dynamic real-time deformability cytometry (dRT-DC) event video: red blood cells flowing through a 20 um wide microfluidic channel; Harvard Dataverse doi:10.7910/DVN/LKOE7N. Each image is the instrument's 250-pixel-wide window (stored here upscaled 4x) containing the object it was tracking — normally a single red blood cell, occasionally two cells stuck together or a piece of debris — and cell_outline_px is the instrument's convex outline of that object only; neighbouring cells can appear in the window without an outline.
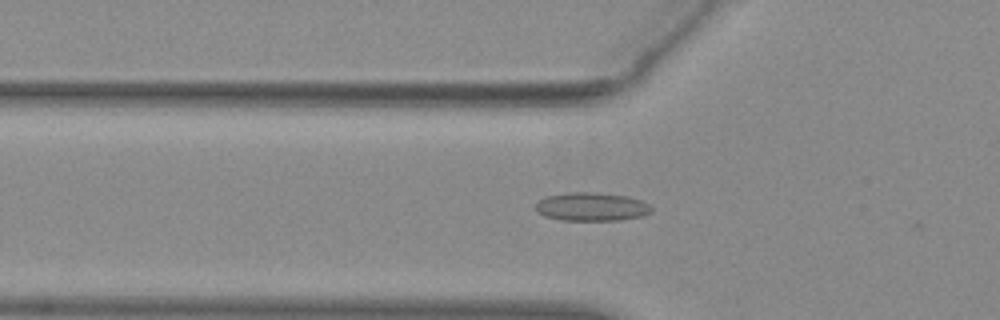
{"species": "common noctule bat (a hibernating species)", "species_latin": "Nyctalus noctula", "temperature_condition": "warm", "stored_images_in_passage": 40, "camera_frame_rate_fps": 3000, "um_per_image_px": 0.085, "animal": {"sex": "female", "body_mass_g": 29.2, "forearm_length_mm": 56.3}, "frame": {"image": 1, "passage_image": 6, "time_ms": 1.667, "image_size_px": [1000, 320], "cell_outline_px": [[652, 212], [644, 216], [620, 220], [560, 220], [544, 216], [536, 212], [536, 204], [540, 200], [548, 196], [568, 192], [592, 192], [628, 196], [640, 200], [648, 204], [652, 208]], "centroid_in_image_um": [50.3, 17.58], "position_along_channel_um": 75.5, "area_um2": 19.25}}
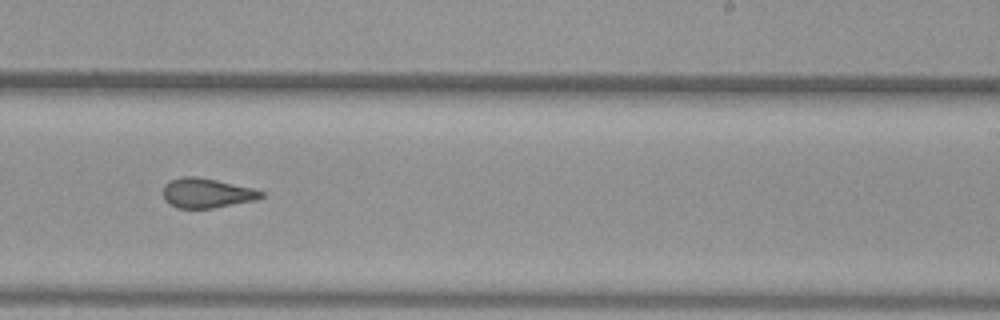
{"frame": {"image": 2, "passage_image": 21, "time_ms": 6.667, "image_size_px": [1000, 320], "cell_outline_px": [[264, 196], [256, 200], [212, 208], [176, 208], [168, 204], [164, 200], [164, 184], [172, 180], [184, 176], [196, 176], [216, 180], [252, 188], [264, 192]], "centroid_in_image_um": [17.56, 16.42], "position_along_channel_um": 271.4, "area_um2": 16.88}}
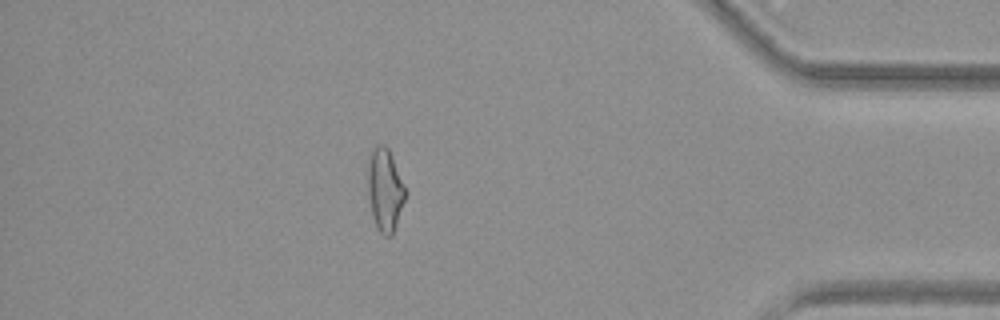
{"frame": {"image": 3, "passage_image": 34, "time_ms": 11.0, "image_size_px": [1000, 320], "cell_outline_px": [[404, 200], [392, 236], [384, 236], [380, 232], [372, 216], [368, 200], [368, 168], [372, 148], [376, 144], [384, 144], [388, 148], [404, 188]], "centroid_in_image_um": [32.68, 16.14], "position_along_channel_um": 402.5, "area_um2": 17.51}, "authors_computed_cell_mechanics": {"area_um2": 17.4267, "velocity_mm_per_s": 3.911, "shape_relaxation_time_tau1_ms": null, "shape_relaxation_time_tau2_ms": 1.6684, "deformation_change_tau1": null, "deformation_change_tau2": 0.0975}}